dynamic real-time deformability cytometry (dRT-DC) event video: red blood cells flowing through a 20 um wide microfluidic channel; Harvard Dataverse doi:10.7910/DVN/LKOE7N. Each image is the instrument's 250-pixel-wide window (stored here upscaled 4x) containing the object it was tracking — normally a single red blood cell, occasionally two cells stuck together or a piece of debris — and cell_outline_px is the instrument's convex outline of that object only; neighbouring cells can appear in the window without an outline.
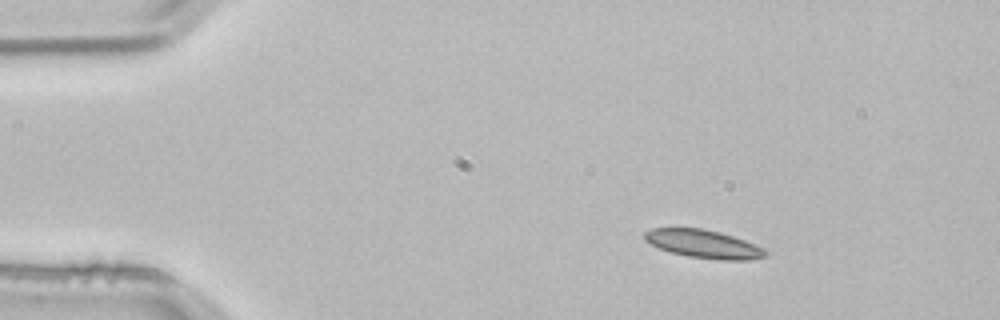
{"species": "common noctule bat (a hibernating species)", "species_latin": "Nyctalus noctula", "temperature_condition": "room temperature", "stored_images_in_passage": 3, "camera_frame_rate_fps": 3000, "um_per_image_px": 0.085, "animal": {"sex": "male", "body_mass_g": 21.5, "forearm_length_mm": 52.0}, "frame": {"image": 1, "passage_image": 2, "time_ms": 0.333, "image_size_px": [1000, 320], "cell_outline_px": [[768, 252], [764, 256], [748, 260], [720, 260], [688, 256], [672, 252], [660, 248], [644, 240], [644, 232], [652, 228], [700, 228], [720, 232], [744, 240], [764, 248]], "centroid_in_image_um": [59.8, 20.73], "position_along_channel_um": 25.2, "area_um2": 19.65}}